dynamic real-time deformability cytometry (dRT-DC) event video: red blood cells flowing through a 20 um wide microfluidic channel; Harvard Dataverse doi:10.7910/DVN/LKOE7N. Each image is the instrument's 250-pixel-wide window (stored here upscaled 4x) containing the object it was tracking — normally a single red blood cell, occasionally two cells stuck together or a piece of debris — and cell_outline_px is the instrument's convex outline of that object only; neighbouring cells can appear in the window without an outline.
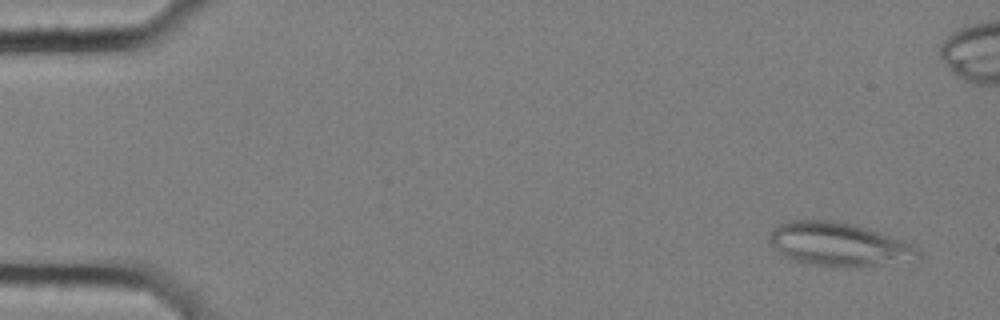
{"species": "common noctule bat (a hibernating species)", "species_latin": "Nyctalus noctula", "temperature_condition": "cold", "stored_images_in_passage": 5, "camera_frame_rate_fps": 3000, "um_per_image_px": 0.085, "animal": {"sex": "female", "body_mass_g": 25.1}, "frame": {"image": 1, "passage_image": 1, "time_ms": 0.0, "image_size_px": [1000, 320], "cell_outline_px": [[920, 260], [856, 268], [824, 268], [804, 264], [792, 260], [784, 256], [768, 240], [768, 236], [776, 224], [788, 220], [836, 220], [852, 224], [912, 244], [920, 252]], "centroid_in_image_um": [71.27, 20.81], "position_along_channel_um": 13.7, "area_um2": 38.49}}